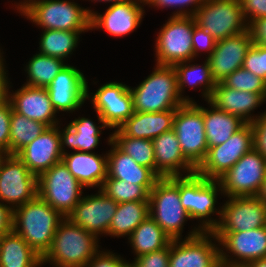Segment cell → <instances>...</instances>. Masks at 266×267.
Masks as SVG:
<instances>
[{"label":"cell","mask_w":266,"mask_h":267,"mask_svg":"<svg viewBox=\"0 0 266 267\" xmlns=\"http://www.w3.org/2000/svg\"><path fill=\"white\" fill-rule=\"evenodd\" d=\"M15 4L18 13L42 30H91L93 10L71 0H23Z\"/></svg>","instance_id":"obj_1"},{"label":"cell","mask_w":266,"mask_h":267,"mask_svg":"<svg viewBox=\"0 0 266 267\" xmlns=\"http://www.w3.org/2000/svg\"><path fill=\"white\" fill-rule=\"evenodd\" d=\"M98 239L64 217L59 222L50 249L42 257V265L85 267L99 251Z\"/></svg>","instance_id":"obj_2"},{"label":"cell","mask_w":266,"mask_h":267,"mask_svg":"<svg viewBox=\"0 0 266 267\" xmlns=\"http://www.w3.org/2000/svg\"><path fill=\"white\" fill-rule=\"evenodd\" d=\"M64 217L39 195L14 209L13 230L41 257L50 249Z\"/></svg>","instance_id":"obj_3"},{"label":"cell","mask_w":266,"mask_h":267,"mask_svg":"<svg viewBox=\"0 0 266 267\" xmlns=\"http://www.w3.org/2000/svg\"><path fill=\"white\" fill-rule=\"evenodd\" d=\"M223 194L218 180L206 179L197 172L179 176V195L181 204L187 211L190 220L198 219L197 226L201 232H213L221 217L220 209H216L217 197ZM214 213L217 218H212Z\"/></svg>","instance_id":"obj_4"},{"label":"cell","mask_w":266,"mask_h":267,"mask_svg":"<svg viewBox=\"0 0 266 267\" xmlns=\"http://www.w3.org/2000/svg\"><path fill=\"white\" fill-rule=\"evenodd\" d=\"M135 112H162L179 108L177 75L173 66L156 65L154 71L137 87H130Z\"/></svg>","instance_id":"obj_5"},{"label":"cell","mask_w":266,"mask_h":267,"mask_svg":"<svg viewBox=\"0 0 266 267\" xmlns=\"http://www.w3.org/2000/svg\"><path fill=\"white\" fill-rule=\"evenodd\" d=\"M149 216L174 239H182L184 223L190 219L181 204L179 176L160 177L149 192Z\"/></svg>","instance_id":"obj_6"},{"label":"cell","mask_w":266,"mask_h":267,"mask_svg":"<svg viewBox=\"0 0 266 267\" xmlns=\"http://www.w3.org/2000/svg\"><path fill=\"white\" fill-rule=\"evenodd\" d=\"M196 25L193 16H171L157 34L156 65L174 66L194 59L192 34Z\"/></svg>","instance_id":"obj_7"},{"label":"cell","mask_w":266,"mask_h":267,"mask_svg":"<svg viewBox=\"0 0 266 267\" xmlns=\"http://www.w3.org/2000/svg\"><path fill=\"white\" fill-rule=\"evenodd\" d=\"M186 236L171 241L169 267H220L219 241L212 232L196 225Z\"/></svg>","instance_id":"obj_8"},{"label":"cell","mask_w":266,"mask_h":267,"mask_svg":"<svg viewBox=\"0 0 266 267\" xmlns=\"http://www.w3.org/2000/svg\"><path fill=\"white\" fill-rule=\"evenodd\" d=\"M173 130L184 157L197 169L208 153L203 107L195 102L177 108Z\"/></svg>","instance_id":"obj_9"},{"label":"cell","mask_w":266,"mask_h":267,"mask_svg":"<svg viewBox=\"0 0 266 267\" xmlns=\"http://www.w3.org/2000/svg\"><path fill=\"white\" fill-rule=\"evenodd\" d=\"M83 188L63 161L38 177V195L63 217L74 210L83 196Z\"/></svg>","instance_id":"obj_10"},{"label":"cell","mask_w":266,"mask_h":267,"mask_svg":"<svg viewBox=\"0 0 266 267\" xmlns=\"http://www.w3.org/2000/svg\"><path fill=\"white\" fill-rule=\"evenodd\" d=\"M193 17L196 24L216 40L248 30L240 0H205Z\"/></svg>","instance_id":"obj_11"},{"label":"cell","mask_w":266,"mask_h":267,"mask_svg":"<svg viewBox=\"0 0 266 267\" xmlns=\"http://www.w3.org/2000/svg\"><path fill=\"white\" fill-rule=\"evenodd\" d=\"M266 177V158L255 148L218 179L225 197L256 196Z\"/></svg>","instance_id":"obj_12"},{"label":"cell","mask_w":266,"mask_h":267,"mask_svg":"<svg viewBox=\"0 0 266 267\" xmlns=\"http://www.w3.org/2000/svg\"><path fill=\"white\" fill-rule=\"evenodd\" d=\"M254 148L251 123H245L225 143L208 149L196 172L206 179L218 180L245 154Z\"/></svg>","instance_id":"obj_13"},{"label":"cell","mask_w":266,"mask_h":267,"mask_svg":"<svg viewBox=\"0 0 266 267\" xmlns=\"http://www.w3.org/2000/svg\"><path fill=\"white\" fill-rule=\"evenodd\" d=\"M38 195V177L16 156L3 153L0 168V202L13 210Z\"/></svg>","instance_id":"obj_14"},{"label":"cell","mask_w":266,"mask_h":267,"mask_svg":"<svg viewBox=\"0 0 266 267\" xmlns=\"http://www.w3.org/2000/svg\"><path fill=\"white\" fill-rule=\"evenodd\" d=\"M212 233L221 246V265L246 266L252 261L266 258V226L242 232Z\"/></svg>","instance_id":"obj_15"},{"label":"cell","mask_w":266,"mask_h":267,"mask_svg":"<svg viewBox=\"0 0 266 267\" xmlns=\"http://www.w3.org/2000/svg\"><path fill=\"white\" fill-rule=\"evenodd\" d=\"M88 87L87 82L86 97H92L90 102L95 112L109 129H118L134 113L133 97L128 85L109 82L99 87L94 94H89Z\"/></svg>","instance_id":"obj_16"},{"label":"cell","mask_w":266,"mask_h":267,"mask_svg":"<svg viewBox=\"0 0 266 267\" xmlns=\"http://www.w3.org/2000/svg\"><path fill=\"white\" fill-rule=\"evenodd\" d=\"M226 199L213 232H242L266 226V204L257 196Z\"/></svg>","instance_id":"obj_17"},{"label":"cell","mask_w":266,"mask_h":267,"mask_svg":"<svg viewBox=\"0 0 266 267\" xmlns=\"http://www.w3.org/2000/svg\"><path fill=\"white\" fill-rule=\"evenodd\" d=\"M118 203L101 189L96 194L82 196L74 210L67 216L77 226L95 235H108L109 226Z\"/></svg>","instance_id":"obj_18"},{"label":"cell","mask_w":266,"mask_h":267,"mask_svg":"<svg viewBox=\"0 0 266 267\" xmlns=\"http://www.w3.org/2000/svg\"><path fill=\"white\" fill-rule=\"evenodd\" d=\"M87 81L83 72L66 64L46 87L54 110L75 112L87 99Z\"/></svg>","instance_id":"obj_19"},{"label":"cell","mask_w":266,"mask_h":267,"mask_svg":"<svg viewBox=\"0 0 266 267\" xmlns=\"http://www.w3.org/2000/svg\"><path fill=\"white\" fill-rule=\"evenodd\" d=\"M145 0H129L110 4L104 13L93 11L91 30L103 29L115 37L129 35L137 29L144 18Z\"/></svg>","instance_id":"obj_20"},{"label":"cell","mask_w":266,"mask_h":267,"mask_svg":"<svg viewBox=\"0 0 266 267\" xmlns=\"http://www.w3.org/2000/svg\"><path fill=\"white\" fill-rule=\"evenodd\" d=\"M16 156L37 177L62 161L59 126L47 127L40 136L22 148Z\"/></svg>","instance_id":"obj_21"},{"label":"cell","mask_w":266,"mask_h":267,"mask_svg":"<svg viewBox=\"0 0 266 267\" xmlns=\"http://www.w3.org/2000/svg\"><path fill=\"white\" fill-rule=\"evenodd\" d=\"M253 45L249 30L217 40L215 49L207 58L215 82H221L236 69L242 68L244 58Z\"/></svg>","instance_id":"obj_22"},{"label":"cell","mask_w":266,"mask_h":267,"mask_svg":"<svg viewBox=\"0 0 266 267\" xmlns=\"http://www.w3.org/2000/svg\"><path fill=\"white\" fill-rule=\"evenodd\" d=\"M8 85V99L15 112L27 118L39 121L48 127L59 125L57 112L54 110L47 88L32 87L23 84L18 90L10 91Z\"/></svg>","instance_id":"obj_23"},{"label":"cell","mask_w":266,"mask_h":267,"mask_svg":"<svg viewBox=\"0 0 266 267\" xmlns=\"http://www.w3.org/2000/svg\"><path fill=\"white\" fill-rule=\"evenodd\" d=\"M152 141L154 146L155 174L159 178L187 176L196 172V168L184 157L173 129L164 132Z\"/></svg>","instance_id":"obj_24"},{"label":"cell","mask_w":266,"mask_h":267,"mask_svg":"<svg viewBox=\"0 0 266 267\" xmlns=\"http://www.w3.org/2000/svg\"><path fill=\"white\" fill-rule=\"evenodd\" d=\"M265 101L261 94L232 89L222 82L216 83L209 99L217 109L237 115L246 123H252L260 117L251 113Z\"/></svg>","instance_id":"obj_25"},{"label":"cell","mask_w":266,"mask_h":267,"mask_svg":"<svg viewBox=\"0 0 266 267\" xmlns=\"http://www.w3.org/2000/svg\"><path fill=\"white\" fill-rule=\"evenodd\" d=\"M62 161L84 188H102L107 178V153L74 151L63 154Z\"/></svg>","instance_id":"obj_26"},{"label":"cell","mask_w":266,"mask_h":267,"mask_svg":"<svg viewBox=\"0 0 266 267\" xmlns=\"http://www.w3.org/2000/svg\"><path fill=\"white\" fill-rule=\"evenodd\" d=\"M107 153V178L120 179L137 185H155L159 177L145 166L137 164L128 154L123 152L109 135Z\"/></svg>","instance_id":"obj_27"},{"label":"cell","mask_w":266,"mask_h":267,"mask_svg":"<svg viewBox=\"0 0 266 267\" xmlns=\"http://www.w3.org/2000/svg\"><path fill=\"white\" fill-rule=\"evenodd\" d=\"M98 122L95 124L91 119L86 117L75 118L62 130L59 125L60 143L62 153H66V147L80 152H93L99 144V137L103 129H108L101 120L100 115L96 112ZM61 129V130H60Z\"/></svg>","instance_id":"obj_28"},{"label":"cell","mask_w":266,"mask_h":267,"mask_svg":"<svg viewBox=\"0 0 266 267\" xmlns=\"http://www.w3.org/2000/svg\"><path fill=\"white\" fill-rule=\"evenodd\" d=\"M176 109L162 112H135L118 128L125 136L150 139L173 129Z\"/></svg>","instance_id":"obj_29"},{"label":"cell","mask_w":266,"mask_h":267,"mask_svg":"<svg viewBox=\"0 0 266 267\" xmlns=\"http://www.w3.org/2000/svg\"><path fill=\"white\" fill-rule=\"evenodd\" d=\"M191 62H194V59L177 63L173 66L177 75L180 98L184 103H195V101L192 98H189V96L182 95L184 94V89L188 86L189 88L192 86V88H190L192 90L195 89V87L197 89L202 87V98H204L207 102L209 101L216 86V82L211 75L209 61L206 58L202 65L196 63L192 64Z\"/></svg>","instance_id":"obj_30"},{"label":"cell","mask_w":266,"mask_h":267,"mask_svg":"<svg viewBox=\"0 0 266 267\" xmlns=\"http://www.w3.org/2000/svg\"><path fill=\"white\" fill-rule=\"evenodd\" d=\"M209 108L203 106V119L208 149L225 143L246 122L239 116L217 109L207 101Z\"/></svg>","instance_id":"obj_31"},{"label":"cell","mask_w":266,"mask_h":267,"mask_svg":"<svg viewBox=\"0 0 266 267\" xmlns=\"http://www.w3.org/2000/svg\"><path fill=\"white\" fill-rule=\"evenodd\" d=\"M42 257L14 230L0 238V267H41Z\"/></svg>","instance_id":"obj_32"},{"label":"cell","mask_w":266,"mask_h":267,"mask_svg":"<svg viewBox=\"0 0 266 267\" xmlns=\"http://www.w3.org/2000/svg\"><path fill=\"white\" fill-rule=\"evenodd\" d=\"M135 258L170 245L169 235L148 216L128 237Z\"/></svg>","instance_id":"obj_33"},{"label":"cell","mask_w":266,"mask_h":267,"mask_svg":"<svg viewBox=\"0 0 266 267\" xmlns=\"http://www.w3.org/2000/svg\"><path fill=\"white\" fill-rule=\"evenodd\" d=\"M149 216V202L129 201L118 203L109 226L108 236L129 237L137 226Z\"/></svg>","instance_id":"obj_34"},{"label":"cell","mask_w":266,"mask_h":267,"mask_svg":"<svg viewBox=\"0 0 266 267\" xmlns=\"http://www.w3.org/2000/svg\"><path fill=\"white\" fill-rule=\"evenodd\" d=\"M38 53L61 58H69L79 44L80 34L84 31L42 30Z\"/></svg>","instance_id":"obj_35"},{"label":"cell","mask_w":266,"mask_h":267,"mask_svg":"<svg viewBox=\"0 0 266 267\" xmlns=\"http://www.w3.org/2000/svg\"><path fill=\"white\" fill-rule=\"evenodd\" d=\"M65 65L61 58L34 54L24 68L28 78L25 85L46 88Z\"/></svg>","instance_id":"obj_36"},{"label":"cell","mask_w":266,"mask_h":267,"mask_svg":"<svg viewBox=\"0 0 266 267\" xmlns=\"http://www.w3.org/2000/svg\"><path fill=\"white\" fill-rule=\"evenodd\" d=\"M48 126L31 120L12 109L10 120V155H16L22 148L33 142Z\"/></svg>","instance_id":"obj_37"},{"label":"cell","mask_w":266,"mask_h":267,"mask_svg":"<svg viewBox=\"0 0 266 267\" xmlns=\"http://www.w3.org/2000/svg\"><path fill=\"white\" fill-rule=\"evenodd\" d=\"M112 141L137 164L150 168L155 173L153 141L125 136L119 129L112 133Z\"/></svg>","instance_id":"obj_38"},{"label":"cell","mask_w":266,"mask_h":267,"mask_svg":"<svg viewBox=\"0 0 266 267\" xmlns=\"http://www.w3.org/2000/svg\"><path fill=\"white\" fill-rule=\"evenodd\" d=\"M154 185L130 184L120 179L106 178L101 190L117 203L129 201L149 202Z\"/></svg>","instance_id":"obj_39"},{"label":"cell","mask_w":266,"mask_h":267,"mask_svg":"<svg viewBox=\"0 0 266 267\" xmlns=\"http://www.w3.org/2000/svg\"><path fill=\"white\" fill-rule=\"evenodd\" d=\"M221 82L232 89L261 94L266 99V81L243 67L236 69Z\"/></svg>","instance_id":"obj_40"},{"label":"cell","mask_w":266,"mask_h":267,"mask_svg":"<svg viewBox=\"0 0 266 267\" xmlns=\"http://www.w3.org/2000/svg\"><path fill=\"white\" fill-rule=\"evenodd\" d=\"M205 0H145V5L163 8H176L172 16H194ZM190 9H189V7ZM187 7V8H186ZM178 8V9H177Z\"/></svg>","instance_id":"obj_41"},{"label":"cell","mask_w":266,"mask_h":267,"mask_svg":"<svg viewBox=\"0 0 266 267\" xmlns=\"http://www.w3.org/2000/svg\"><path fill=\"white\" fill-rule=\"evenodd\" d=\"M242 67L266 81V46L253 44L244 58Z\"/></svg>","instance_id":"obj_42"},{"label":"cell","mask_w":266,"mask_h":267,"mask_svg":"<svg viewBox=\"0 0 266 267\" xmlns=\"http://www.w3.org/2000/svg\"><path fill=\"white\" fill-rule=\"evenodd\" d=\"M12 105L7 98L0 104V152L10 154V120Z\"/></svg>","instance_id":"obj_43"},{"label":"cell","mask_w":266,"mask_h":267,"mask_svg":"<svg viewBox=\"0 0 266 267\" xmlns=\"http://www.w3.org/2000/svg\"><path fill=\"white\" fill-rule=\"evenodd\" d=\"M170 245L160 250L146 253L134 258L133 264L135 267H169Z\"/></svg>","instance_id":"obj_44"},{"label":"cell","mask_w":266,"mask_h":267,"mask_svg":"<svg viewBox=\"0 0 266 267\" xmlns=\"http://www.w3.org/2000/svg\"><path fill=\"white\" fill-rule=\"evenodd\" d=\"M216 41L209 32L196 24L192 34L194 58L199 57L201 51L207 52L206 58H208L215 49Z\"/></svg>","instance_id":"obj_45"},{"label":"cell","mask_w":266,"mask_h":267,"mask_svg":"<svg viewBox=\"0 0 266 267\" xmlns=\"http://www.w3.org/2000/svg\"><path fill=\"white\" fill-rule=\"evenodd\" d=\"M129 264L130 261L110 250H99L85 267H127Z\"/></svg>","instance_id":"obj_46"},{"label":"cell","mask_w":266,"mask_h":267,"mask_svg":"<svg viewBox=\"0 0 266 267\" xmlns=\"http://www.w3.org/2000/svg\"><path fill=\"white\" fill-rule=\"evenodd\" d=\"M240 3L247 24L254 19L266 17V0H240Z\"/></svg>","instance_id":"obj_47"},{"label":"cell","mask_w":266,"mask_h":267,"mask_svg":"<svg viewBox=\"0 0 266 267\" xmlns=\"http://www.w3.org/2000/svg\"><path fill=\"white\" fill-rule=\"evenodd\" d=\"M251 124L254 132V148L266 158V110Z\"/></svg>","instance_id":"obj_48"},{"label":"cell","mask_w":266,"mask_h":267,"mask_svg":"<svg viewBox=\"0 0 266 267\" xmlns=\"http://www.w3.org/2000/svg\"><path fill=\"white\" fill-rule=\"evenodd\" d=\"M248 30L253 44L266 46V17L252 20L248 24Z\"/></svg>","instance_id":"obj_49"},{"label":"cell","mask_w":266,"mask_h":267,"mask_svg":"<svg viewBox=\"0 0 266 267\" xmlns=\"http://www.w3.org/2000/svg\"><path fill=\"white\" fill-rule=\"evenodd\" d=\"M14 210L0 202V238L13 230Z\"/></svg>","instance_id":"obj_50"},{"label":"cell","mask_w":266,"mask_h":267,"mask_svg":"<svg viewBox=\"0 0 266 267\" xmlns=\"http://www.w3.org/2000/svg\"><path fill=\"white\" fill-rule=\"evenodd\" d=\"M3 69L0 72V104H2L8 98V85L10 80L8 79V71ZM9 80V81H8Z\"/></svg>","instance_id":"obj_51"},{"label":"cell","mask_w":266,"mask_h":267,"mask_svg":"<svg viewBox=\"0 0 266 267\" xmlns=\"http://www.w3.org/2000/svg\"><path fill=\"white\" fill-rule=\"evenodd\" d=\"M263 203L266 204V177L265 180L262 182L261 188L256 195Z\"/></svg>","instance_id":"obj_52"},{"label":"cell","mask_w":266,"mask_h":267,"mask_svg":"<svg viewBox=\"0 0 266 267\" xmlns=\"http://www.w3.org/2000/svg\"><path fill=\"white\" fill-rule=\"evenodd\" d=\"M246 267H266V258L257 259L256 261H252L246 265Z\"/></svg>","instance_id":"obj_53"},{"label":"cell","mask_w":266,"mask_h":267,"mask_svg":"<svg viewBox=\"0 0 266 267\" xmlns=\"http://www.w3.org/2000/svg\"><path fill=\"white\" fill-rule=\"evenodd\" d=\"M89 1H91V2H107V3H111V4H115V3H121V2H126V1H129V0H89Z\"/></svg>","instance_id":"obj_54"},{"label":"cell","mask_w":266,"mask_h":267,"mask_svg":"<svg viewBox=\"0 0 266 267\" xmlns=\"http://www.w3.org/2000/svg\"><path fill=\"white\" fill-rule=\"evenodd\" d=\"M1 49L2 48H0V72L3 70V69H5V64H4V61H5V59L3 58L4 56H3V52H1Z\"/></svg>","instance_id":"obj_55"},{"label":"cell","mask_w":266,"mask_h":267,"mask_svg":"<svg viewBox=\"0 0 266 267\" xmlns=\"http://www.w3.org/2000/svg\"><path fill=\"white\" fill-rule=\"evenodd\" d=\"M222 267H246V266H237V265H222Z\"/></svg>","instance_id":"obj_56"},{"label":"cell","mask_w":266,"mask_h":267,"mask_svg":"<svg viewBox=\"0 0 266 267\" xmlns=\"http://www.w3.org/2000/svg\"><path fill=\"white\" fill-rule=\"evenodd\" d=\"M2 162H3V153L0 152V168H1Z\"/></svg>","instance_id":"obj_57"},{"label":"cell","mask_w":266,"mask_h":267,"mask_svg":"<svg viewBox=\"0 0 266 267\" xmlns=\"http://www.w3.org/2000/svg\"><path fill=\"white\" fill-rule=\"evenodd\" d=\"M127 267H135V266H134L133 264L130 263Z\"/></svg>","instance_id":"obj_58"}]
</instances>
